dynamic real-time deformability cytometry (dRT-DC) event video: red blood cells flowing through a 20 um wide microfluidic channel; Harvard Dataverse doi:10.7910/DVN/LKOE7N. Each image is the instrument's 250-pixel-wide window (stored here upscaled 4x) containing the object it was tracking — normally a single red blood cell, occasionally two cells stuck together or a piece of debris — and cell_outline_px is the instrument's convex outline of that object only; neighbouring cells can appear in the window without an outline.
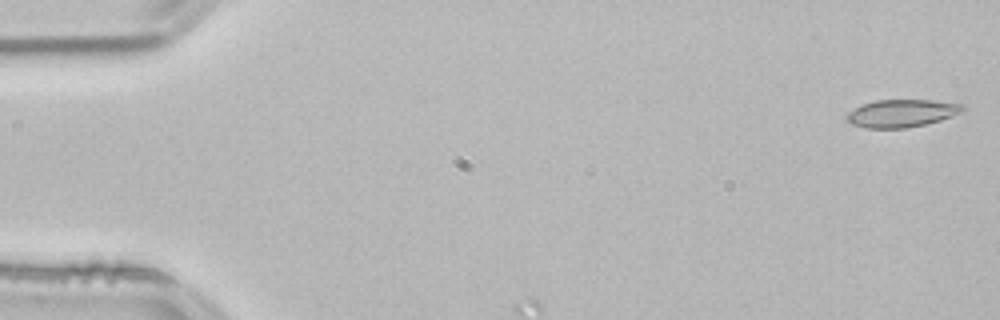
{"species": "common noctule bat (a hibernating species)", "species_latin": "Nyctalus noctula", "temperature_condition": "room temperature", "stored_images_in_passage": 6, "camera_frame_rate_fps": 3000, "um_per_image_px": 0.085, "animal": {"sex": "male", "body_mass_g": 21.5, "forearm_length_mm": 52.0}, "frame": {"image": 1, "passage_image": 1, "time_ms": 0.0, "image_size_px": [1000, 320], "cell_outline_px": [[968, 108], [964, 112], [940, 120], [908, 128], [864, 128], [852, 124], [844, 116], [848, 112], [864, 104], [876, 100], [932, 100], [964, 104]], "centroid_in_image_um": [76.7, 9.63], "position_along_channel_um": 8.3, "area_um2": 18.79}}